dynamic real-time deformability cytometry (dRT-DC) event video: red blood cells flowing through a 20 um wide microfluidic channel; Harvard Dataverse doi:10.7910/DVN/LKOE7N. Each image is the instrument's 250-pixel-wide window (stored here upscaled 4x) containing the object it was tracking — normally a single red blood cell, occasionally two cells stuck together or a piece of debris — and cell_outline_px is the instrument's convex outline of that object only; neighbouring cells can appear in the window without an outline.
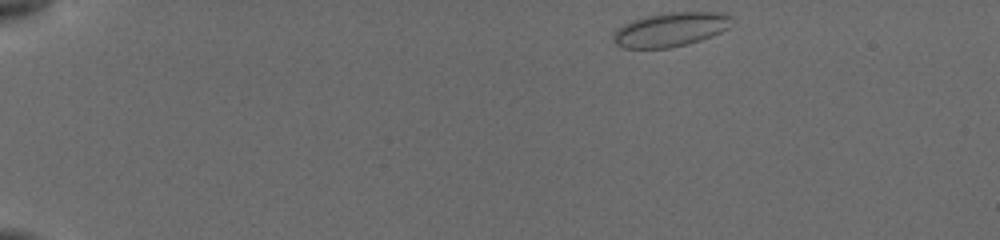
{"species": "common noctule bat (a hibernating species)", "species_latin": "Nyctalus noctula", "temperature_condition": "cold", "stored_images_in_passage": 57, "camera_frame_rate_fps": 3000, "um_per_image_px": 0.085, "animal": {"sex": "female", "body_mass_g": 19.5, "forearm_length_mm": 54.1}, "frame": {"image": 1, "passage_image": 1, "time_ms": 0.0, "image_size_px": [1000, 240], "cell_outline_px": [[732, 24], [728, 28], [712, 36], [688, 44], [668, 48], [624, 48], [616, 44], [612, 40], [612, 32], [624, 24], [632, 20], [648, 16], [668, 12], [724, 12], [732, 16]], "centroid_in_image_um": [57.0, 2.5], "position_along_channel_um": 28.0, "area_um2": 23.7}}
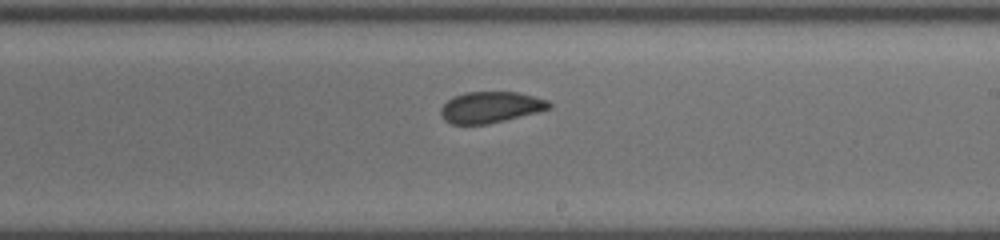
{"frame": {"image": 2, "passage_image": 33, "time_ms": 8.333, "image_size_px": [1000, 240], "cell_outline_px": [[552, 108], [488, 124], [452, 124], [444, 120], [440, 116], [440, 108], [452, 96], [464, 92], [516, 92], [548, 100], [552, 104]], "centroid_in_image_um": [41.66, 9.11], "position_along_channel_um": 247.3, "area_um2": 19.65}}
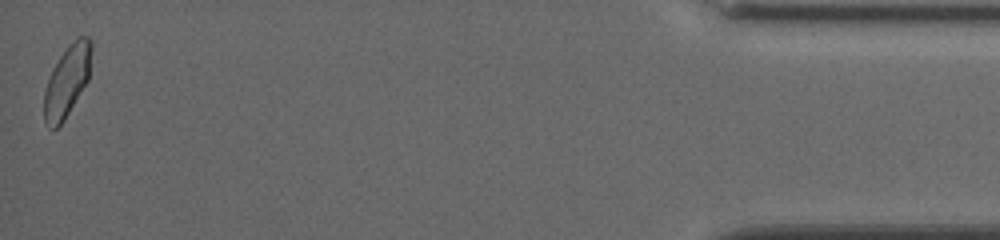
{"frame": {"image": 3, "passage_image": 57, "time_ms": 15.0, "image_size_px": [1000, 240], "cell_outline_px": [[92, 48], [88, 80], [64, 120], [56, 128], [52, 128], [44, 124], [44, 92], [52, 68], [68, 44], [76, 36], [88, 36], [92, 40]], "centroid_in_image_um": [5.7, 6.84], "position_along_channel_um": 429.5, "area_um2": 19.71}, "authors_computed_cell_mechanics": {"area_um2": 20.5768, "velocity_mm_per_s": 3.8589, "shape_relaxation_time_tau1_ms": null, "shape_relaxation_time_tau2_ms": 0.99, "deformation_change_tau1": null, "deformation_change_tau2": 0.0423}}